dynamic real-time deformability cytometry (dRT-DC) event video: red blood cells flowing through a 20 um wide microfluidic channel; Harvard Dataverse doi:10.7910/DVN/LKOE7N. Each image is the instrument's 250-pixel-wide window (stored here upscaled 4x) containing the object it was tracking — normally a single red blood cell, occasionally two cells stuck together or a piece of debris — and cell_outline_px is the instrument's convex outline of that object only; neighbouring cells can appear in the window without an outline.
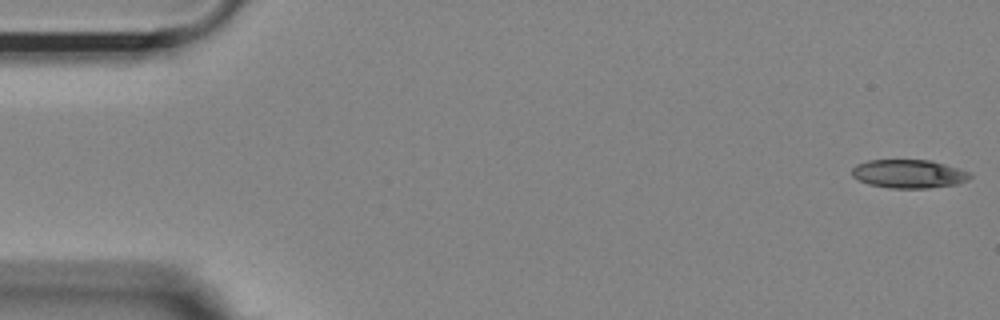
{"species": "Egyptian fruit bat (a non-hibernating species)", "species_latin": "Rousettus aegyptiacus", "temperature_condition": "room temperature", "stored_images_in_passage": 53, "camera_frame_rate_fps": 3000, "um_per_image_px": 0.085, "animal": {"sex": "female"}, "frame": {"image": 1, "passage_image": 1, "time_ms": 0.0, "image_size_px": [1000, 320], "cell_outline_px": [[972, 176], [968, 180], [956, 184], [928, 188], [888, 188], [868, 184], [852, 176], [852, 168], [856, 164], [868, 160], [932, 160], [968, 172]], "centroid_in_image_um": [77.21, 14.77], "position_along_channel_um": 7.8, "area_um2": 19.54}}
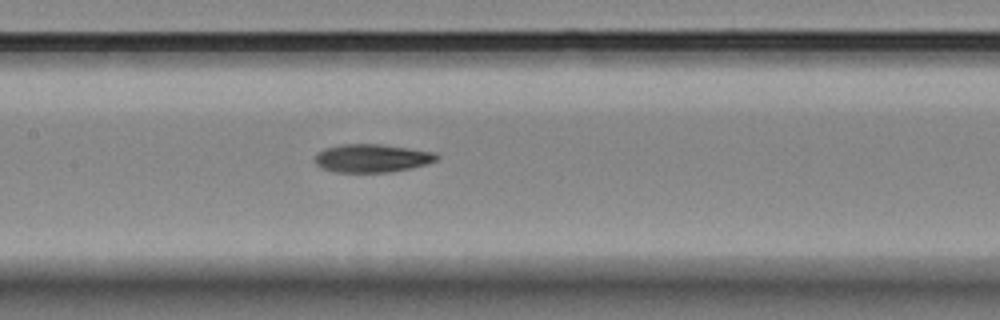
{"frame": {"image": 2, "passage_image": 25, "time_ms": 8.0, "image_size_px": [1000, 320], "cell_outline_px": [[440, 156], [436, 160], [424, 164], [408, 168], [388, 172], [336, 172], [320, 168], [316, 164], [316, 152], [324, 148], [340, 144], [380, 144], [436, 152]], "centroid_in_image_um": [31.57, 13.43], "position_along_channel_um": 175.8, "area_um2": 19.94}}
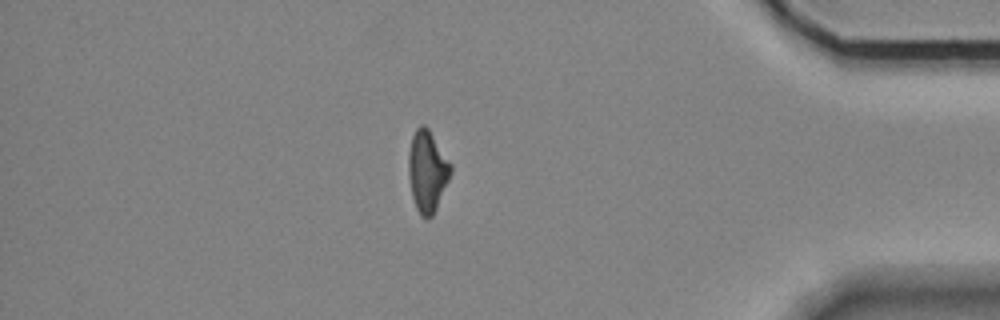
{"frame": {"image": 3, "passage_image": 46, "time_ms": 15.0, "image_size_px": [1000, 320], "cell_outline_px": [[452, 172], [436, 208], [432, 216], [420, 216], [416, 208], [412, 196], [408, 176], [408, 152], [412, 136], [416, 128], [420, 124], [424, 124], [428, 128], [452, 164]], "centroid_in_image_um": [36.31, 14.51], "position_along_channel_um": 398.9, "area_um2": 20.0}, "authors_computed_cell_mechanics": {"area_um2": 19.941, "velocity_mm_per_s": 3.6999, "shape_relaxation_time_tau1_ms": 7.7645, "shape_relaxation_time_tau2_ms": 4.6137, "deformation_change_tau1": 0.2086, "deformation_change_tau2": 0.1242}}